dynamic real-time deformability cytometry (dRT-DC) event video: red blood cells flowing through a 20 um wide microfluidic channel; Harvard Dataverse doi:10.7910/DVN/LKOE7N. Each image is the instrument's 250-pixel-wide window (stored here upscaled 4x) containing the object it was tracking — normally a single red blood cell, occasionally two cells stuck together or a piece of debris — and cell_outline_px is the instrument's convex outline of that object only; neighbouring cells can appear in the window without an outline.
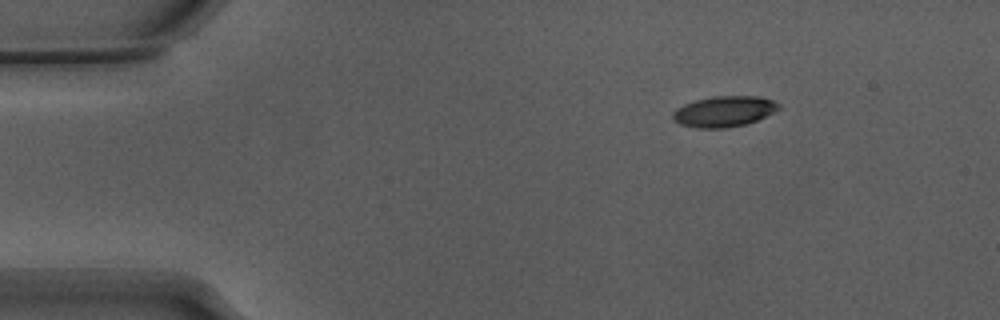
{"species": "Egyptian fruit bat (a non-hibernating species)", "species_latin": "Rousettus aegyptiacus", "temperature_condition": "warm", "stored_images_in_passage": 48, "camera_frame_rate_fps": 3000, "um_per_image_px": 0.085, "animal": {"sex": "male"}, "frame": {"image": 1, "passage_image": 1, "time_ms": 0.0, "image_size_px": [1000, 320], "cell_outline_px": [[780, 108], [756, 120], [744, 124], [724, 128], [696, 128], [680, 124], [672, 120], [672, 112], [676, 108], [684, 104], [696, 100], [712, 96], [760, 96], [772, 100], [780, 104]], "centroid_in_image_um": [61.5, 9.46], "position_along_channel_um": 23.5, "area_um2": 18.9}}
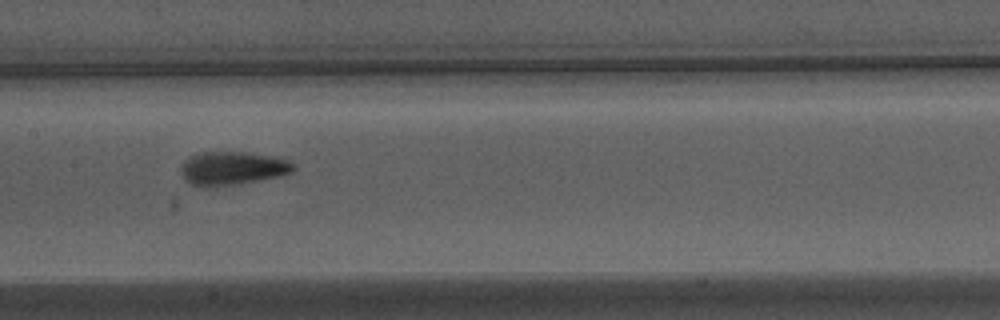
{"frame": {"image": 2, "passage_image": 20, "time_ms": 6.333, "image_size_px": [1000, 320], "cell_outline_px": [[296, 168], [292, 172], [280, 176], [236, 184], [192, 184], [184, 176], [184, 164], [188, 156], [200, 152], [244, 152], [272, 156], [288, 160], [296, 164]], "centroid_in_image_um": [19.88, 14.25], "position_along_channel_um": 187.5, "area_um2": 21.04}}
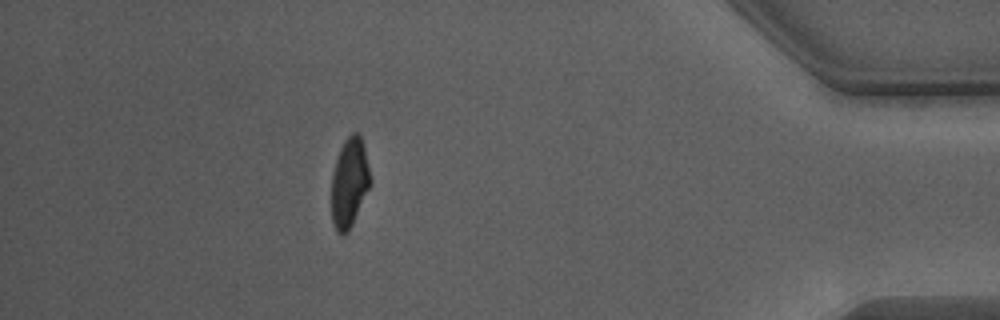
{"frame": {"image": 3, "passage_image": 41, "time_ms": 13.333, "image_size_px": [1000, 320], "cell_outline_px": [[372, 184], [348, 232], [340, 236], [336, 232], [332, 220], [332, 172], [340, 148], [344, 140], [352, 132], [356, 132], [360, 136], [364, 148], [372, 180]], "centroid_in_image_um": [29.71, 15.55], "position_along_channel_um": 405.5, "area_um2": 20.35}, "authors_computed_cell_mechanics": {"area_um2": 20.4323, "velocity_mm_per_s": 3.8521, "shape_relaxation_time_tau1_ms": 5.3479, "shape_relaxation_time_tau2_ms": 1.6789, "deformation_change_tau1": 0.2087, "deformation_change_tau2": 0.0928}}